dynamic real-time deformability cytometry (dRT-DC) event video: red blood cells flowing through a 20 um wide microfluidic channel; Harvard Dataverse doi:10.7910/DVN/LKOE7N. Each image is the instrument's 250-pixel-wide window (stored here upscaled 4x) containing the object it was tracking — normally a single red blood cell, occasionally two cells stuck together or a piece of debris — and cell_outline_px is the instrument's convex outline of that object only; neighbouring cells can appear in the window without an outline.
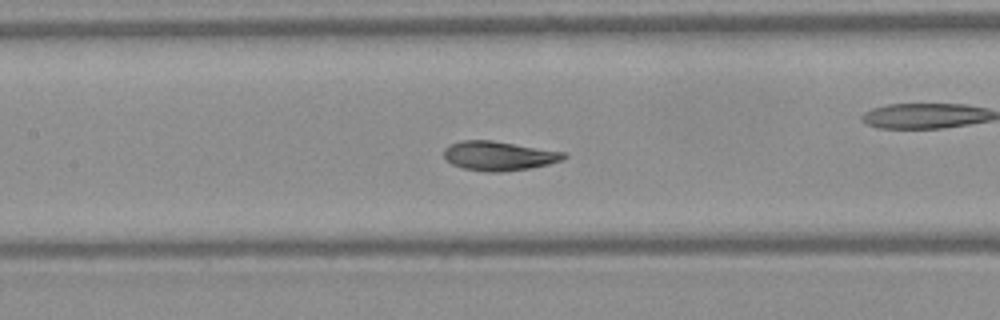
{"species": "Egyptian fruit bat (a non-hibernating species)", "species_latin": "Rousettus aegyptiacus", "temperature_condition": "warm", "stored_images_in_passage": 49, "camera_frame_rate_fps": 3000, "um_per_image_px": 0.085, "frame": {"image": 1, "passage_image": 22, "time_ms": 7.0, "image_size_px": [1000, 320], "cell_outline_px": [[568, 156], [560, 160], [548, 164], [528, 168], [504, 172], [484, 172], [464, 168], [452, 164], [444, 156], [444, 148], [460, 140], [492, 140], [564, 152]], "centroid_in_image_um": [42.38, 13.25], "position_along_channel_um": 165.0, "area_um2": 20.29}, "authors_computed_cell_mechanics": {"area_um2": 20.808, "velocity_mm_per_s": 4.143, "shape_relaxation_time_tau1_ms": 3.8226, "shape_relaxation_time_tau2_ms": 1.1706, "deformation_change_tau1": 0.1388, "deformation_change_tau2": 0.0525}}